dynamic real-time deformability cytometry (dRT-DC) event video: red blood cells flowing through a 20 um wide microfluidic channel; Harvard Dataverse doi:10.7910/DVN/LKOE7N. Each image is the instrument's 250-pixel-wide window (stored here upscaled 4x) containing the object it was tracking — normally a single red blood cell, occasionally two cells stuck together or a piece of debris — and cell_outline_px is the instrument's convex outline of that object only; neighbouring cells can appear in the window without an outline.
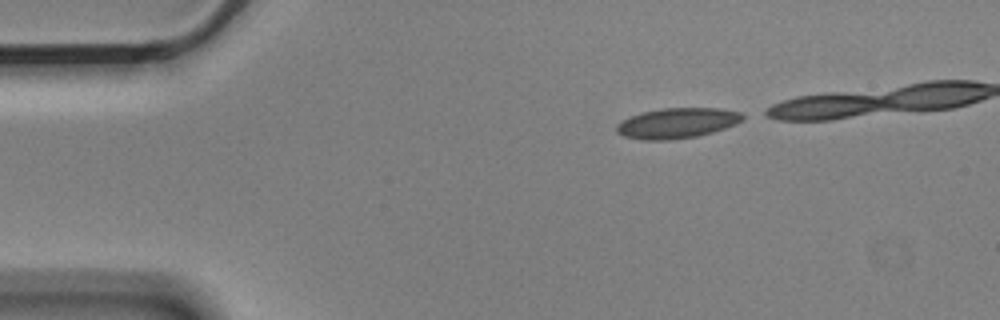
{"species": "Egyptian fruit bat (a non-hibernating species)", "species_latin": "Rousettus aegyptiacus", "temperature_condition": "cold", "stored_images_in_passage": 3, "camera_frame_rate_fps": 3000, "um_per_image_px": 0.085, "animal": {"sex": "male"}, "frame": {"image": 1, "passage_image": 1, "time_ms": 0.0, "image_size_px": [1000, 320], "cell_outline_px": [[748, 116], [744, 120], [736, 124], [712, 132], [696, 136], [668, 140], [640, 140], [624, 136], [616, 132], [616, 124], [632, 116], [644, 112], [664, 108], [720, 108], [740, 112]], "centroid_in_image_um": [57.6, 10.46], "position_along_channel_um": 27.4, "area_um2": 22.25}}